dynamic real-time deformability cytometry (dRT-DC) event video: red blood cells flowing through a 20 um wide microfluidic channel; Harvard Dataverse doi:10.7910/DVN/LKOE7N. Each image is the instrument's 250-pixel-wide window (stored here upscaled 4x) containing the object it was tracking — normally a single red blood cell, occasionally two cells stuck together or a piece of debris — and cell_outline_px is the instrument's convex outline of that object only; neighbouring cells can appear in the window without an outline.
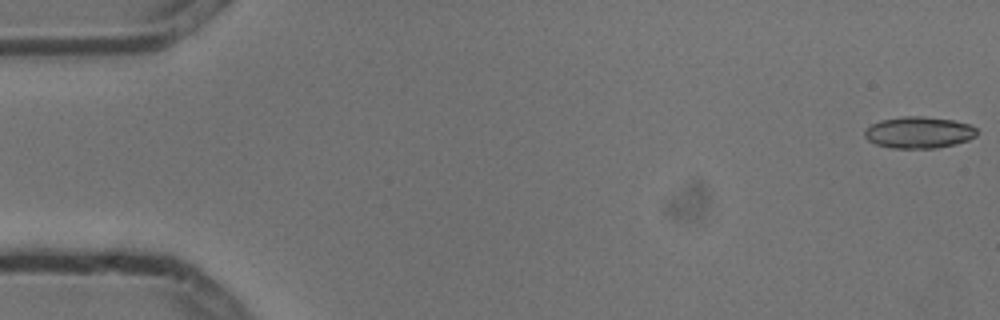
{"species": "common noctule bat (a hibernating species)", "species_latin": "Nyctalus noctula", "temperature_condition": "cold", "stored_images_in_passage": 6, "camera_frame_rate_fps": 3000, "um_per_image_px": 0.085, "animal": {"sex": "male", "body_mass_g": 13.3}, "frame": {"image": 1, "passage_image": 1, "time_ms": 0.0, "image_size_px": [1000, 320], "cell_outline_px": [[976, 136], [968, 140], [956, 144], [936, 148], [892, 148], [876, 144], [868, 140], [864, 136], [864, 132], [872, 124], [880, 120], [904, 116], [924, 116], [952, 120], [968, 124], [976, 128]], "centroid_in_image_um": [78.1, 11.26], "position_along_channel_um": 6.9, "area_um2": 20.58}}
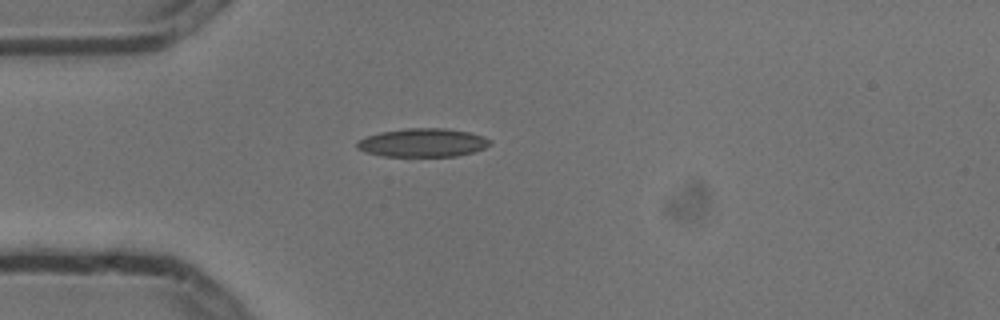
{"frame": {"image": 2, "passage_image": 5, "time_ms": 1.333, "image_size_px": [1000, 320], "cell_outline_px": [[492, 144], [484, 148], [472, 152], [456, 156], [384, 156], [364, 152], [356, 148], [356, 144], [360, 140], [368, 136], [380, 132], [408, 128], [444, 128], [468, 132], [484, 136], [492, 140]], "centroid_in_image_um": [35.95, 12.13], "position_along_channel_um": 49.0, "area_um2": 22.02}}